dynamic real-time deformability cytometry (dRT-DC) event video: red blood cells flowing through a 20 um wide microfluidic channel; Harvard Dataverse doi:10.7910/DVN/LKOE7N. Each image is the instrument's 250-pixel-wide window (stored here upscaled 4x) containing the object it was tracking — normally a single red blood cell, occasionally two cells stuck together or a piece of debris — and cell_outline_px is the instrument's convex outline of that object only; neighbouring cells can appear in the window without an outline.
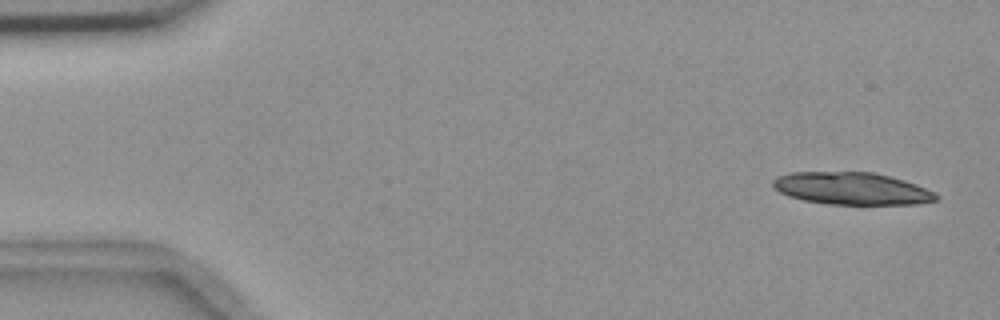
{"species": "common noctule bat (a hibernating species)", "species_latin": "Nyctalus noctula", "temperature_condition": "room temperature", "stored_images_in_passage": 5, "camera_frame_rate_fps": 3000, "um_per_image_px": 0.085, "animal": {"sex": "female", "body_mass_g": 18.4}, "frame": {"image": 1, "passage_image": 1, "time_ms": 0.0, "image_size_px": [1000, 320], "cell_outline_px": [[940, 200], [916, 204], [828, 204], [804, 200], [788, 196], [780, 192], [772, 184], [772, 180], [776, 176], [792, 172], [872, 172], [904, 180], [916, 184], [936, 192], [940, 196]], "centroid_in_image_um": [72.43, 16.02], "position_along_channel_um": 12.6, "area_um2": 30.81}}